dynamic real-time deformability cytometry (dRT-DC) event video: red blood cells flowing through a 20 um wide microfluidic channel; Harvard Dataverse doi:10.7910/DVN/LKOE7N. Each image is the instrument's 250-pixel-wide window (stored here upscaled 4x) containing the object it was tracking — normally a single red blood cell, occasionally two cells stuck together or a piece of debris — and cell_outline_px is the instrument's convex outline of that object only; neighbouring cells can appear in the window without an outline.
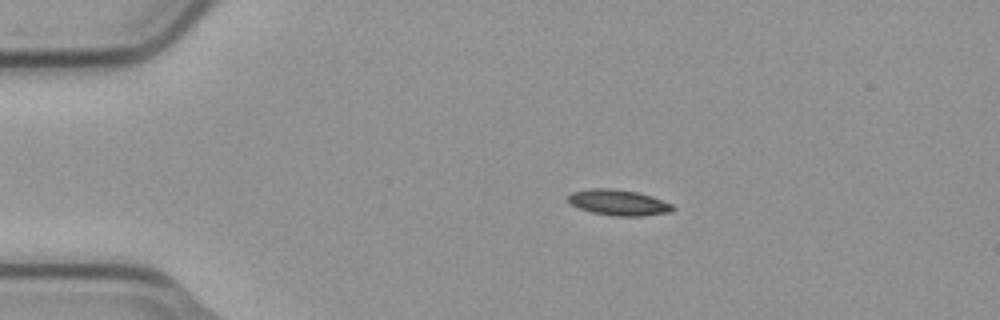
{"species": "common noctule bat (a hibernating species)", "species_latin": "Nyctalus noctula", "temperature_condition": "cold", "stored_images_in_passage": 6, "camera_frame_rate_fps": 3000, "um_per_image_px": 0.085, "animal": {"sex": "male", "body_mass_g": 23.1, "forearm_length_mm": 52.7}, "frame": {"image": 1, "passage_image": 2, "time_ms": 0.333, "image_size_px": [1000, 320], "cell_outline_px": [[676, 208], [672, 212], [644, 216], [612, 216], [592, 212], [580, 208], [572, 204], [568, 200], [568, 196], [572, 192], [592, 188], [612, 188], [636, 192], [652, 196], [672, 204]], "centroid_in_image_um": [52.62, 17.22], "position_along_channel_um": 32.4, "area_um2": 15.72}}
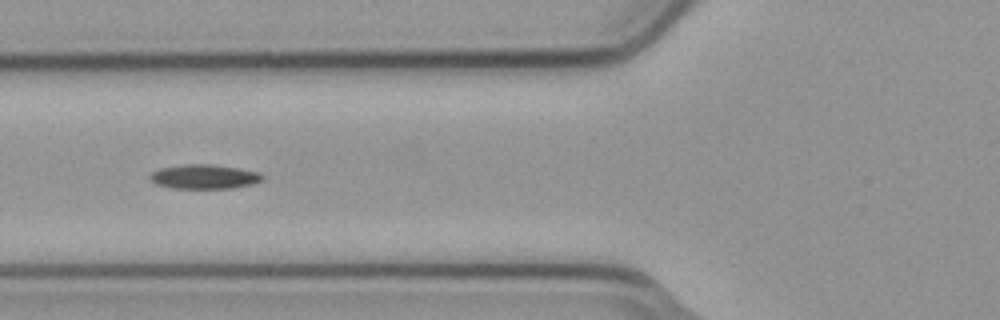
{"frame": {"image": 2, "passage_image": 4, "time_ms": 1.0, "image_size_px": [1000, 320], "cell_outline_px": [[264, 180], [252, 184], [232, 188], [172, 188], [156, 184], [148, 176], [152, 172], [160, 168], [184, 164], [212, 164], [240, 168], [260, 172], [264, 176]], "centroid_in_image_um": [17.4, 15.01], "position_along_channel_um": 108.4, "area_um2": 16.07}}
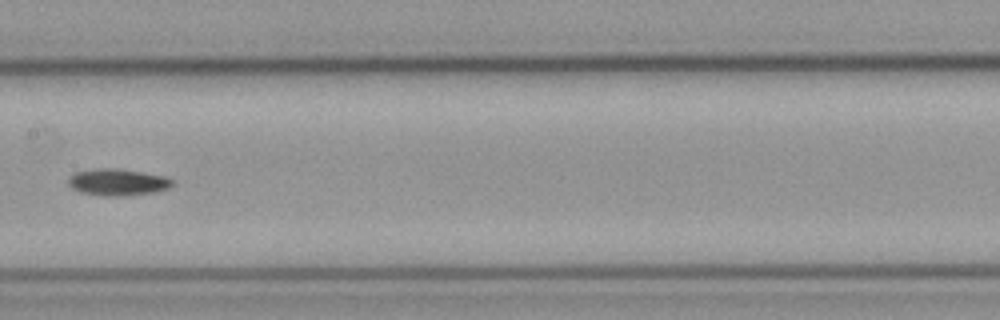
{"frame": {"image": 3, "passage_image": 6, "time_ms": 1.667, "image_size_px": [1000, 320], "cell_outline_px": [[172, 184], [168, 188], [156, 192], [124, 196], [104, 196], [80, 192], [72, 188], [68, 184], [68, 180], [76, 172], [100, 168], [112, 168], [140, 172], [164, 176], [172, 180]], "centroid_in_image_um": [9.99, 15.5], "position_along_channel_um": 197.4, "area_um2": 15.95}}